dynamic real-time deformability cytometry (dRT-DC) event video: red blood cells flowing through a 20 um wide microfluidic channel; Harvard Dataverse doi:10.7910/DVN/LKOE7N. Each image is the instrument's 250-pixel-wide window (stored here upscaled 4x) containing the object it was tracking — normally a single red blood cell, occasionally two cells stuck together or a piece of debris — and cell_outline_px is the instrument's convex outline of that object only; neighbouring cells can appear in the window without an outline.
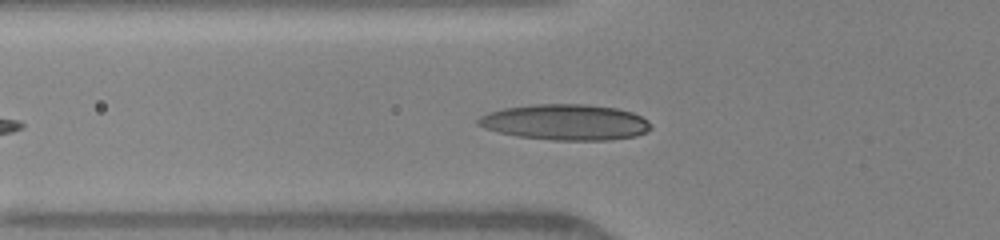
{"species": "human", "species_latin": "Homo sapiens", "temperature_condition": "warm", "stored_images_in_passage": 28, "camera_frame_rate_fps": 3000, "um_per_image_px": 0.085, "donor": {"sex": "female"}, "frame": {"image": 1, "passage_image": 2, "time_ms": 0.333, "image_size_px": [1000, 240], "cell_outline_px": [[652, 128], [648, 132], [636, 136], [608, 140], [552, 140], [516, 136], [484, 128], [476, 124], [476, 120], [480, 116], [488, 112], [504, 108], [536, 104], [588, 104], [616, 108], [632, 112], [648, 120], [652, 124]], "centroid_in_image_um": [48.08, 10.39], "position_along_channel_um": 77.7, "area_um2": 36.24}}
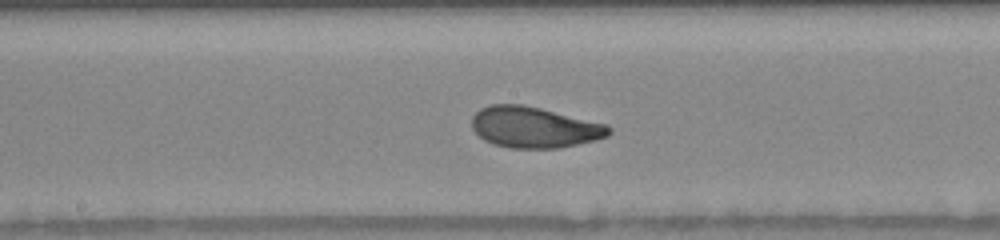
{"frame": {"image": 2, "passage_image": 17, "time_ms": 3.333, "image_size_px": [1000, 240], "cell_outline_px": [[612, 132], [608, 136], [596, 140], [560, 148], [508, 148], [492, 144], [484, 140], [472, 128], [472, 116], [480, 108], [492, 104], [520, 104], [540, 108], [608, 124], [612, 128]], "centroid_in_image_um": [45.43, 10.82], "position_along_channel_um": 202.8, "area_um2": 32.95}}
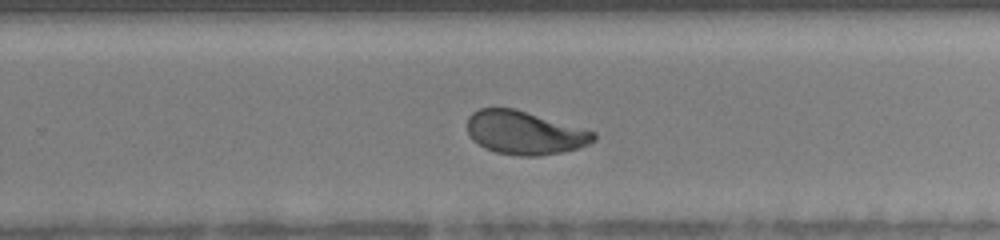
{"frame": {"image": 3, "passage_image": 27, "time_ms": 5.333, "image_size_px": [1000, 240], "cell_outline_px": [[596, 140], [588, 144], [576, 148], [560, 152], [536, 156], [520, 156], [496, 152], [484, 148], [472, 140], [468, 132], [468, 116], [472, 112], [480, 108], [516, 108], [596, 132]], "centroid_in_image_um": [44.58, 11.27], "position_along_channel_um": 285.2, "area_um2": 31.96}}